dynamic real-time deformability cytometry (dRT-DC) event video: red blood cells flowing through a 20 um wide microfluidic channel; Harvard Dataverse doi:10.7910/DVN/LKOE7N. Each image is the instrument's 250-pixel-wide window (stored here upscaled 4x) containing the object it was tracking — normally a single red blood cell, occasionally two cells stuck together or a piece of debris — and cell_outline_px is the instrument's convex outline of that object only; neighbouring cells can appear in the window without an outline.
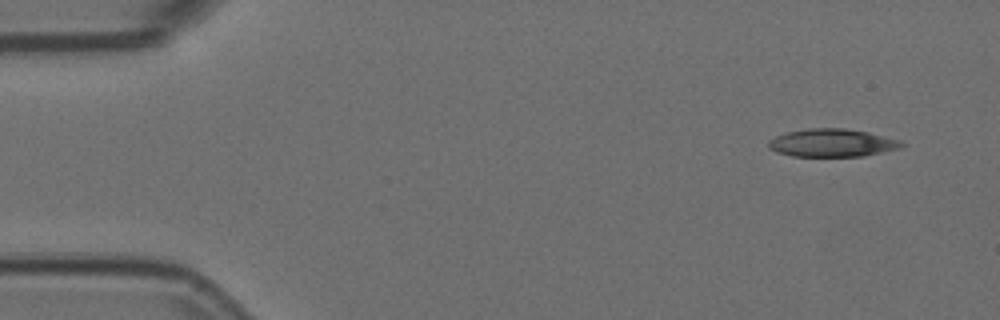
{"species": "Egyptian fruit bat (a non-hibernating species)", "species_latin": "Rousettus aegyptiacus", "temperature_condition": "room temperature", "stored_images_in_passage": 4, "camera_frame_rate_fps": 3000, "um_per_image_px": 0.085, "animal": {"sex": "female"}, "frame": {"image": 1, "passage_image": 1, "time_ms": 0.0, "image_size_px": [1000, 320], "cell_outline_px": [[904, 144], [900, 148], [864, 156], [792, 156], [776, 152], [768, 148], [768, 140], [776, 136], [788, 132], [808, 128], [844, 128], [868, 132], [900, 140]], "centroid_in_image_um": [70.71, 12.14], "position_along_channel_um": 14.3, "area_um2": 21.62}}
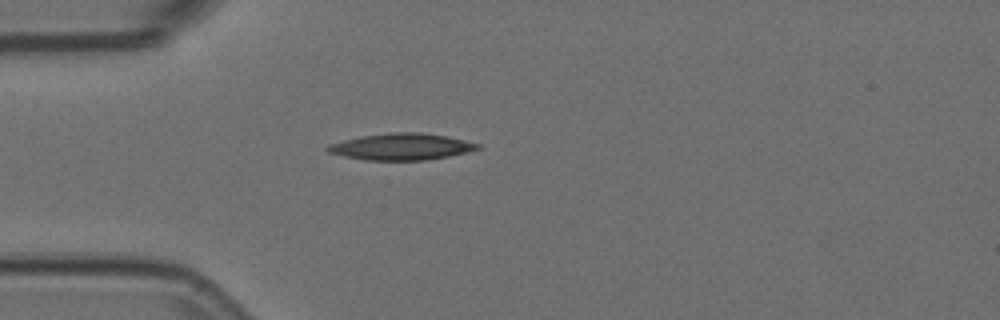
{"frame": {"image": 2, "passage_image": 4, "time_ms": 1.0, "image_size_px": [1000, 320], "cell_outline_px": [[484, 148], [468, 152], [428, 160], [368, 160], [344, 156], [328, 152], [324, 148], [328, 144], [360, 136], [392, 132], [416, 132], [444, 136], [464, 140], [480, 144]], "centroid_in_image_um": [34.12, 12.47], "position_along_channel_um": 50.9, "area_um2": 23.18}}